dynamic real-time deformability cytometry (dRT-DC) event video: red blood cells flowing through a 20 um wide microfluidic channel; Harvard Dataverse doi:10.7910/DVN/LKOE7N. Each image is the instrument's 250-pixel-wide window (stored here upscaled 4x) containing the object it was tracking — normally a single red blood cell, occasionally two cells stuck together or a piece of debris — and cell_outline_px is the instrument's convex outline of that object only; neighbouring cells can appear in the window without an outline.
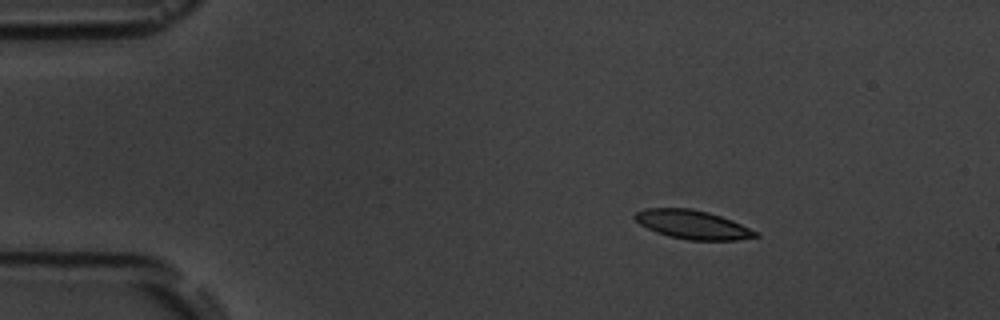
{"species": "common noctule bat (a hibernating species)", "species_latin": "Nyctalus noctula", "temperature_condition": "room temperature", "stored_images_in_passage": 4, "segment_of_instrument_passage": [1, 2], "camera_frame_rate_fps": 3000, "um_per_image_px": 0.085, "animal": {"sex": "male", "body_mass_g": 19.5, "forearm_length_mm": 54.6}, "frame": {"image": 1, "passage_image": 2, "time_ms": 2.0, "image_size_px": [1000, 320], "cell_outline_px": [[760, 236], [736, 240], [688, 240], [668, 236], [656, 232], [640, 224], [632, 216], [636, 212], [644, 208], [692, 208], [708, 212], [732, 220], [760, 232]], "centroid_in_image_um": [58.89, 19.09], "position_along_channel_um": 26.1, "area_um2": 20.35}}